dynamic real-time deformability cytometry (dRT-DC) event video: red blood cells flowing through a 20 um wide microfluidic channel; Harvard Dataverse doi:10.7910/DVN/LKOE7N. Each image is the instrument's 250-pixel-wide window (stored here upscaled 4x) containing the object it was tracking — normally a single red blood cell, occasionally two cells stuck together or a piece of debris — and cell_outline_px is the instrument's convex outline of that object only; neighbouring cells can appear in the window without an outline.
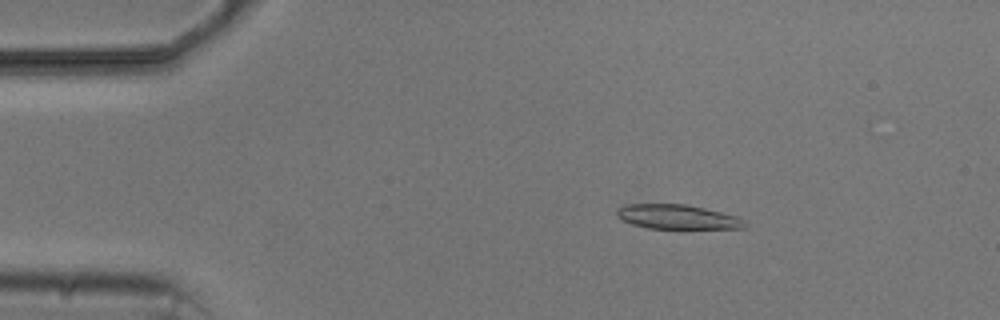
{"species": "common noctule bat (a hibernating species)", "species_latin": "Nyctalus noctula", "temperature_condition": "cold", "stored_images_in_passage": 3, "camera_frame_rate_fps": 3000, "um_per_image_px": 0.085, "animal": {"sex": "male", "body_mass_g": 20.5, "forearm_length_mm": 52.5}, "frame": {"image": 1, "passage_image": 1, "time_ms": 0.0, "image_size_px": [1000, 320], "cell_outline_px": [[744, 228], [648, 228], [632, 224], [616, 216], [616, 212], [620, 208], [628, 204], [684, 204], [704, 208], [736, 216], [744, 220]], "centroid_in_image_um": [57.55, 18.43], "position_along_channel_um": 27.4, "area_um2": 17.8}}
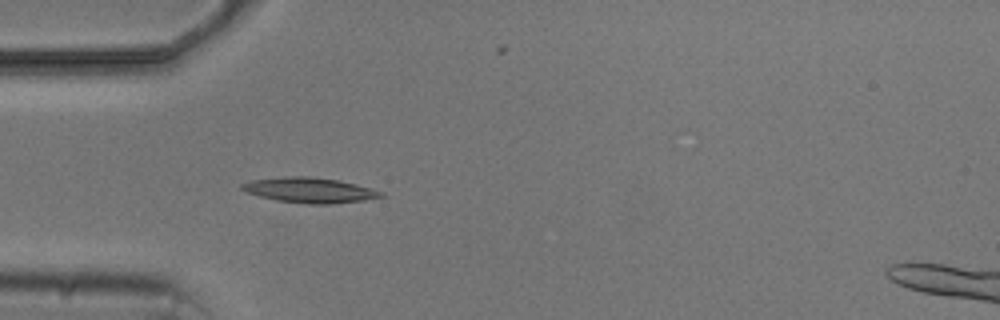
{"frame": {"image": 2, "passage_image": 3, "time_ms": 2.333, "image_size_px": [1000, 320], "cell_outline_px": [[384, 196], [364, 200], [332, 204], [308, 204], [276, 200], [260, 196], [248, 192], [240, 188], [240, 184], [252, 180], [284, 176], [308, 176], [336, 180], [356, 184], [384, 192]], "centroid_in_image_um": [26.32, 16.16], "position_along_channel_um": 58.7, "area_um2": 20.29}}